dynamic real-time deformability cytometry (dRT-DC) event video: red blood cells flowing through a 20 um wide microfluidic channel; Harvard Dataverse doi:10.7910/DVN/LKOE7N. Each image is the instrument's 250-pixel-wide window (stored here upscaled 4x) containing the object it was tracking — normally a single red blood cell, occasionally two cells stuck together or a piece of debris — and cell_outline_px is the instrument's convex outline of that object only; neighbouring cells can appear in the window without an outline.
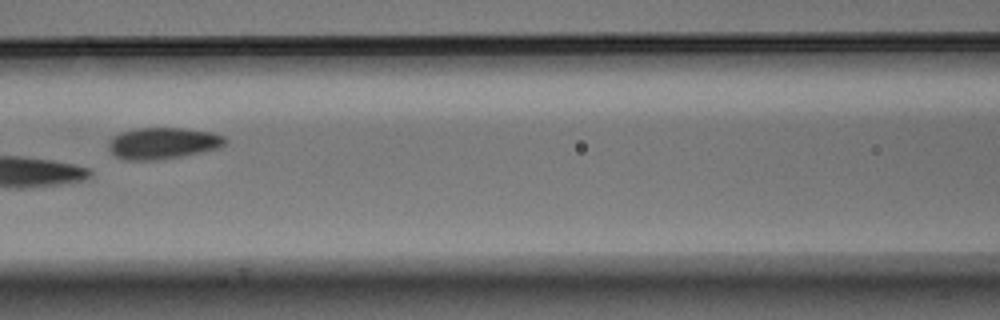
{"species": "Egyptian fruit bat (a non-hibernating species)", "species_latin": "Rousettus aegyptiacus", "temperature_condition": "warm", "stored_images_in_passage": 7, "camera_frame_rate_fps": 3000, "um_per_image_px": 0.085, "animal": {"sex": "male"}, "frame": {"image": 1, "passage_image": 5, "time_ms": 1.333, "image_size_px": [1000, 320], "cell_outline_px": [[228, 140], [220, 148], [180, 156], [156, 160], [124, 160], [116, 156], [108, 148], [108, 144], [112, 136], [120, 132], [136, 128], [184, 128], [212, 132], [224, 136]], "centroid_in_image_um": [13.84, 12.16], "position_along_channel_um": 152.8, "area_um2": 21.44}}
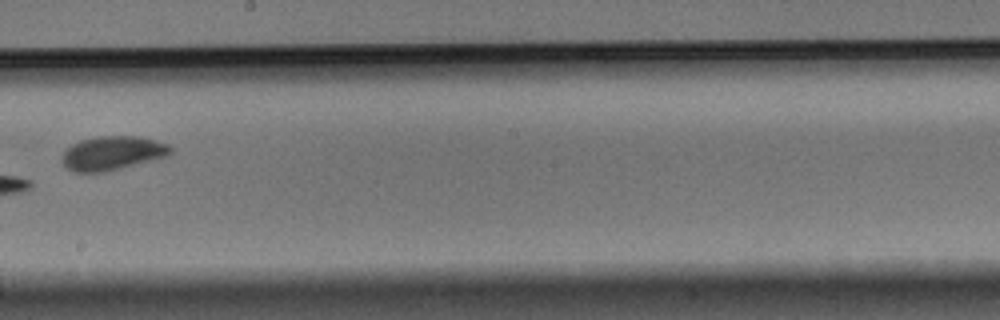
{"frame": {"image": 2, "passage_image": 7, "time_ms": 2.0, "image_size_px": [1000, 320], "cell_outline_px": [[172, 152], [168, 156], [104, 172], [72, 172], [60, 160], [64, 152], [72, 144], [80, 140], [100, 136], [140, 136], [156, 140], [168, 144], [172, 148]], "centroid_in_image_um": [9.56, 13.01], "position_along_channel_um": 238.6, "area_um2": 21.44}}